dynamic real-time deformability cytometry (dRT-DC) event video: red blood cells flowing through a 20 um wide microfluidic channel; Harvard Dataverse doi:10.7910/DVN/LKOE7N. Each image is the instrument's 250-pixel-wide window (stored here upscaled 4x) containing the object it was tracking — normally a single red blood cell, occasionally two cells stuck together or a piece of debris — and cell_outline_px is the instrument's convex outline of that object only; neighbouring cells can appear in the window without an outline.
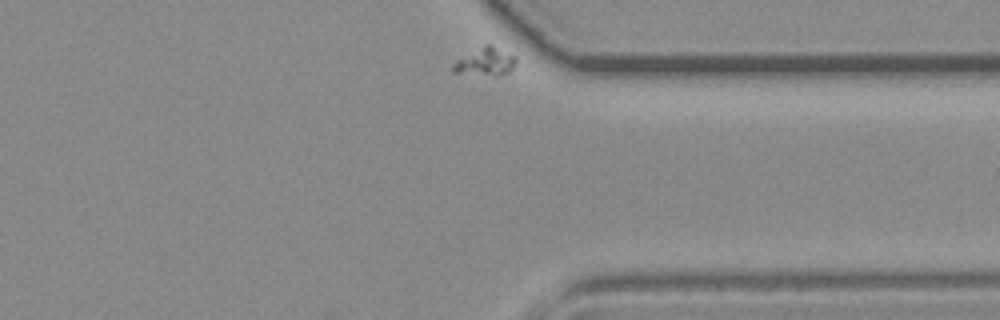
{"species": "common noctule bat (a hibernating species)", "species_latin": "Nyctalus noctula", "temperature_condition": "room temperature", "stored_images_in_passage": 34, "camera_frame_rate_fps": 3000, "um_per_image_px": 0.085, "animal": {"sex": "female", "body_mass_g": 19.3, "forearm_length_mm": 54.1}, "frame": {"image": 1, "passage_image": 34, "time_ms": 11.0, "image_size_px": [1000, 320], "cell_outline_px": [[516, 64], [508, 72], [496, 76], [452, 72], [452, 64], [456, 60], [484, 44], [492, 44], [516, 56]], "centroid_in_image_um": [41.26, 5.23], "position_along_channel_um": 370.1, "area_um2": 10.35}}